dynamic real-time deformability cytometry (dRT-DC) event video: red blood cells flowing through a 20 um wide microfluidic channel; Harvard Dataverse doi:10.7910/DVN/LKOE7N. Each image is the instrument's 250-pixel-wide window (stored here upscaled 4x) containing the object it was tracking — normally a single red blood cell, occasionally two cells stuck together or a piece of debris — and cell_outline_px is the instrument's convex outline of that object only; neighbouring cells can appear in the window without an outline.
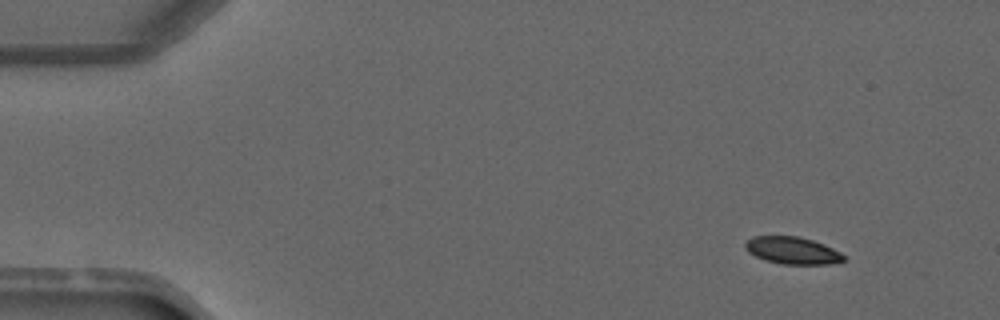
{"species": "common noctule bat (a hibernating species)", "species_latin": "Nyctalus noctula", "temperature_condition": "warm", "stored_images_in_passage": 4, "segment_of_instrument_passage": [1, 2], "camera_frame_rate_fps": 3000, "um_per_image_px": 0.085, "animal": {"sex": "male", "forearm_length_mm": 52.5}, "frame": {"image": 1, "passage_image": 1, "time_ms": 0.0, "image_size_px": [1000, 320], "cell_outline_px": [[844, 260], [828, 264], [780, 264], [764, 260], [748, 252], [744, 248], [744, 244], [752, 236], [796, 236], [812, 240], [824, 244], [840, 252], [844, 256]], "centroid_in_image_um": [67.31, 21.29], "position_along_channel_um": 17.7, "area_um2": 15.55}}